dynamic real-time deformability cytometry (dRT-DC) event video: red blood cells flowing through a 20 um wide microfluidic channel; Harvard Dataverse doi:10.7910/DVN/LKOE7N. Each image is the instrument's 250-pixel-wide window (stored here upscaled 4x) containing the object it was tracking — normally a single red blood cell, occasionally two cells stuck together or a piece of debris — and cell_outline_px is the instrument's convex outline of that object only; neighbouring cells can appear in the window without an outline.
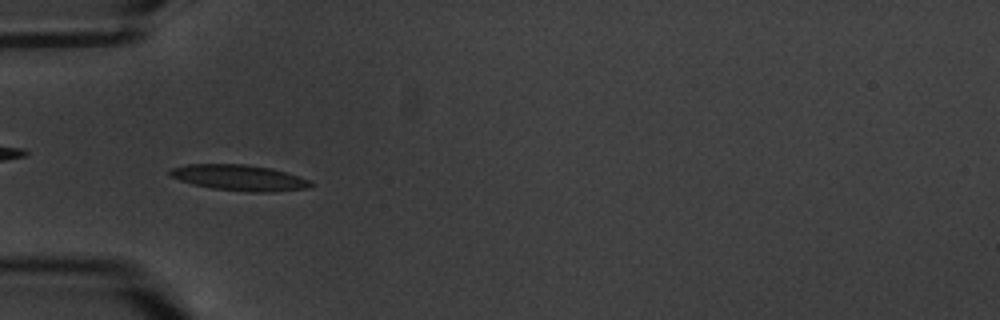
{"species": "common noctule bat (a hibernating species)", "species_latin": "Nyctalus noctula", "temperature_condition": "warm", "stored_images_in_passage": 10, "camera_frame_rate_fps": 3000, "um_per_image_px": 0.085, "animal": {"sex": "male", "body_mass_g": 20.1, "forearm_length_mm": 53.5}, "frame": {"image": 1, "passage_image": 6, "time_ms": 6.667, "image_size_px": [1000, 320], "cell_outline_px": [[312, 184], [308, 188], [276, 192], [248, 192], [212, 188], [192, 184], [168, 176], [168, 172], [172, 168], [188, 164], [244, 164], [272, 168], [308, 180]], "centroid_in_image_um": [20.29, 15.11], "position_along_channel_um": 64.7, "area_um2": 21.1}}